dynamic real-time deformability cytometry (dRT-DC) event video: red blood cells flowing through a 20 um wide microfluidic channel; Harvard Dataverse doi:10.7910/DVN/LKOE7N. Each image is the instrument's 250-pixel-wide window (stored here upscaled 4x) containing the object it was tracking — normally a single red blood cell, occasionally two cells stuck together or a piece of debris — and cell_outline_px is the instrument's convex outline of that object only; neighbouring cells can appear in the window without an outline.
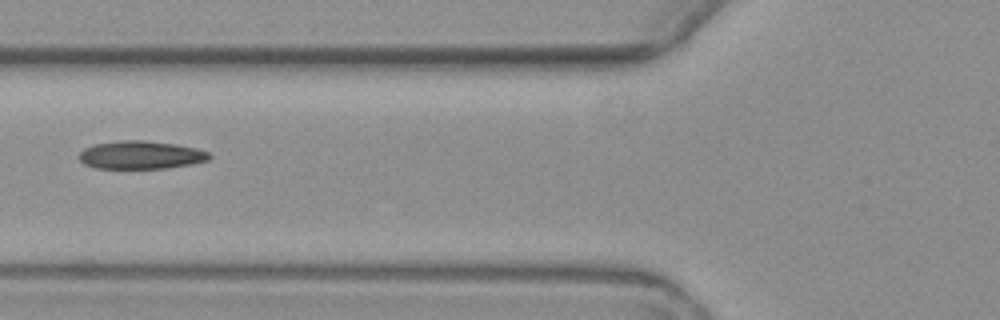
{"species": "common noctule bat (a hibernating species)", "species_latin": "Nyctalus noctula", "temperature_condition": "warm", "stored_images_in_passage": 8, "camera_frame_rate_fps": 3000, "um_per_image_px": 0.085, "animal": {"sex": "female", "body_mass_g": 19.3, "forearm_length_mm": 54.1}, "frame": {"image": 1, "passage_image": 7, "time_ms": 7.0, "image_size_px": [1000, 320], "cell_outline_px": [[212, 156], [208, 160], [192, 164], [168, 168], [96, 168], [84, 164], [80, 160], [80, 152], [84, 148], [96, 144], [120, 140], [144, 140], [176, 144], [196, 148], [208, 152]], "centroid_in_image_um": [11.99, 13.17], "position_along_channel_um": 113.8, "area_um2": 21.27}}
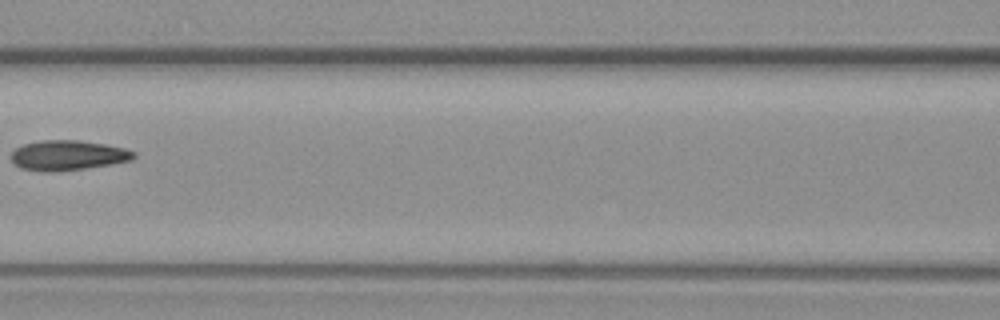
{"frame": {"image": 2, "passage_image": 8, "time_ms": 8.333, "image_size_px": [1000, 320], "cell_outline_px": [[136, 156], [132, 160], [84, 168], [56, 172], [44, 172], [20, 168], [12, 160], [12, 152], [16, 148], [24, 144], [36, 140], [76, 140], [104, 144], [124, 148], [136, 152]], "centroid_in_image_um": [5.75, 13.2], "position_along_channel_um": 160.9, "area_um2": 21.33}}